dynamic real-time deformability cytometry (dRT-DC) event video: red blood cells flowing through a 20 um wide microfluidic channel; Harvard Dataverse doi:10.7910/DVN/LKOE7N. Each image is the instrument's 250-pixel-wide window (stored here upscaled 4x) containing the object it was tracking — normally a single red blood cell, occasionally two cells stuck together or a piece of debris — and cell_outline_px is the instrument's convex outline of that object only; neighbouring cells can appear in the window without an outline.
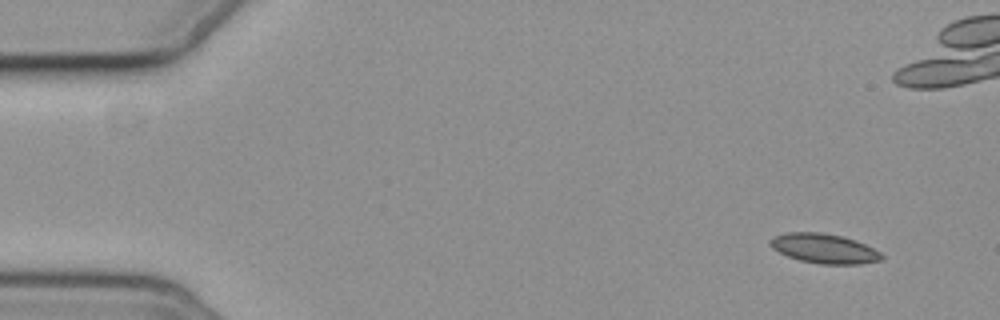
{"species": "common noctule bat (a hibernating species)", "species_latin": "Nyctalus noctula", "temperature_condition": "cold", "stored_images_in_passage": 5, "camera_frame_rate_fps": 3000, "um_per_image_px": 0.085, "animal": {"sex": "female", "body_mass_g": 19.3, "forearm_length_mm": 54.1}, "frame": {"image": 1, "passage_image": 1, "time_ms": 0.0, "image_size_px": [1000, 320], "cell_outline_px": [[884, 256], [880, 260], [860, 264], [820, 264], [800, 260], [788, 256], [772, 248], [768, 244], [768, 240], [772, 236], [788, 232], [820, 232], [844, 236], [856, 240], [880, 252]], "centroid_in_image_um": [70.02, 21.11], "position_along_channel_um": 15.0, "area_um2": 19.31}}